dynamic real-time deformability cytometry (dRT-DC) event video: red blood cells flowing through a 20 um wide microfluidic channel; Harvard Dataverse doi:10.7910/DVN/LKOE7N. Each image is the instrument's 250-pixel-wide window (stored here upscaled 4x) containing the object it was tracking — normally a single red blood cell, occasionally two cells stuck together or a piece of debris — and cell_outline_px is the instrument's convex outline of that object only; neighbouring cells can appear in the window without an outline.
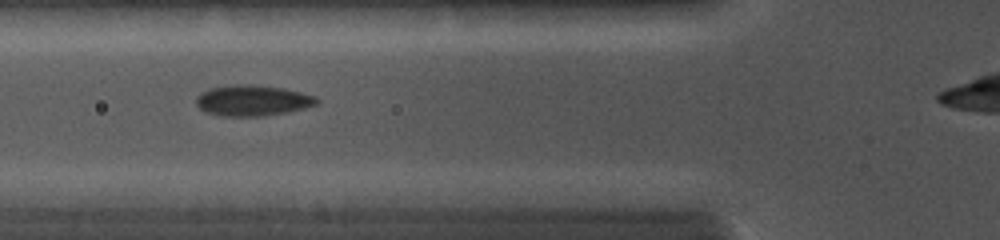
{"species": "common noctule bat (a hibernating species)", "species_latin": "Nyctalus noctula", "temperature_condition": "cold", "stored_images_in_passage": 15, "camera_frame_rate_fps": 5000, "um_per_image_px": 0.085, "animal": {"sex": "female", "body_mass_g": 19.0, "forearm_length_mm": 56.7}, "frame": {"image": 1, "passage_image": 3, "time_ms": 0.8, "image_size_px": [1000, 240], "cell_outline_px": [[320, 100], [316, 104], [304, 108], [288, 112], [264, 116], [224, 116], [204, 112], [196, 104], [196, 96], [200, 92], [212, 88], [236, 84], [248, 84], [284, 88], [316, 96]], "centroid_in_image_um": [21.46, 8.54], "position_along_channel_um": 104.3, "area_um2": 21.68}}
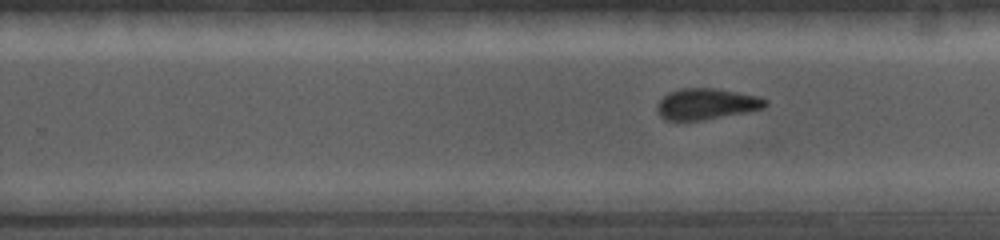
{"frame": {"image": 2, "passage_image": 13, "time_ms": 3.6, "image_size_px": [1000, 240], "cell_outline_px": [[768, 104], [764, 108], [748, 112], [704, 120], [664, 120], [660, 116], [656, 108], [660, 100], [668, 92], [680, 88], [716, 88], [756, 96], [768, 100]], "centroid_in_image_um": [60.05, 8.84], "position_along_channel_um": 269.8, "area_um2": 19.65}}